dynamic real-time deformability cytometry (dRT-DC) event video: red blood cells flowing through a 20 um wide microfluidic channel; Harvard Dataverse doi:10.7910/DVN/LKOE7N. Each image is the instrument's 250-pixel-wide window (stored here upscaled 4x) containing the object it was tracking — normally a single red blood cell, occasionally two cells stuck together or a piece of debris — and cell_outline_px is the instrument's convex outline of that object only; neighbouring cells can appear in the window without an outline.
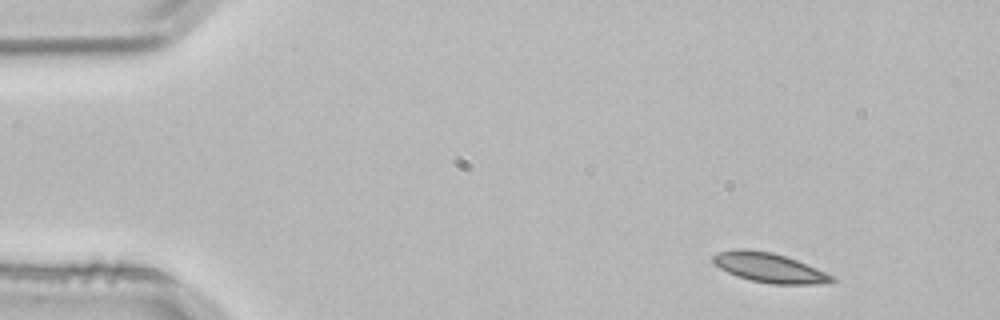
{"species": "common noctule bat (a hibernating species)", "species_latin": "Nyctalus noctula", "temperature_condition": "room temperature", "stored_images_in_passage": 3, "camera_frame_rate_fps": 3000, "um_per_image_px": 0.085, "animal": {"sex": "male", "body_mass_g": 21.5, "forearm_length_mm": 52.0}, "frame": {"image": 1, "passage_image": 1, "time_ms": 0.0, "image_size_px": [1000, 320], "cell_outline_px": [[836, 280], [816, 284], [772, 284], [752, 280], [736, 276], [720, 268], [712, 260], [712, 256], [716, 252], [736, 248], [744, 248], [772, 252], [796, 260], [816, 268], [832, 276]], "centroid_in_image_um": [65.32, 22.73], "position_along_channel_um": 19.7, "area_um2": 20.23}}
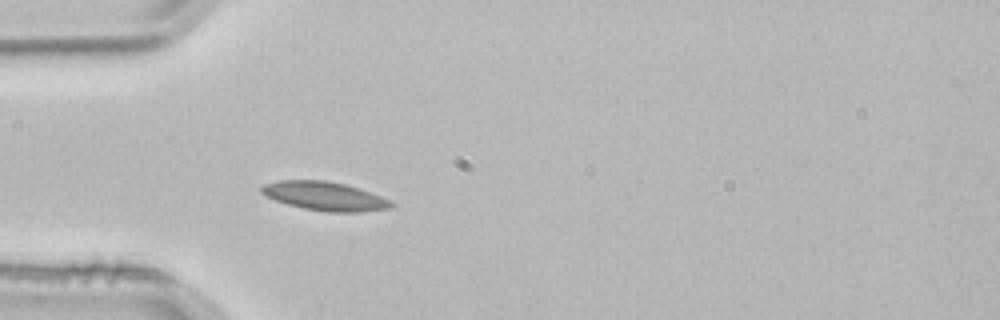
{"frame": {"image": 2, "passage_image": 3, "time_ms": 0.667, "image_size_px": [1000, 320], "cell_outline_px": [[392, 204], [388, 208], [360, 212], [328, 212], [304, 208], [288, 204], [276, 200], [260, 192], [260, 188], [264, 184], [280, 180], [324, 180], [344, 184], [380, 196], [388, 200]], "centroid_in_image_um": [27.54, 16.66], "position_along_channel_um": 57.5, "area_um2": 21.21}}